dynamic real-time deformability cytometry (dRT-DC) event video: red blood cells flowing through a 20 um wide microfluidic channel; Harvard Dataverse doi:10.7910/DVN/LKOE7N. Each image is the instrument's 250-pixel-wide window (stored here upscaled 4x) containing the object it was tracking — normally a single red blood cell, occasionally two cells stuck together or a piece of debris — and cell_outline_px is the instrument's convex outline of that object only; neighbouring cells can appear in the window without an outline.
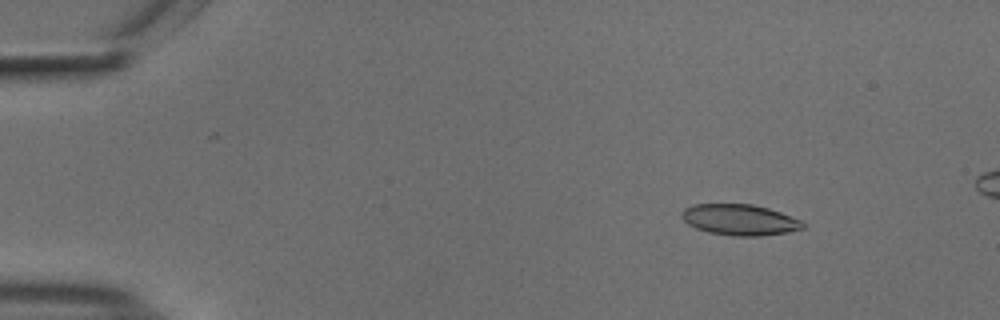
{"species": "common noctule bat (a hibernating species)", "species_latin": "Nyctalus noctula", "temperature_condition": "cold", "stored_images_in_passage": 54, "camera_frame_rate_fps": 3000, "um_per_image_px": 0.085, "animal": {"sex": "male", "body_mass_g": 18.8}, "frame": {"image": 1, "passage_image": 8, "time_ms": 2.333, "image_size_px": [1000, 320], "cell_outline_px": [[804, 228], [788, 232], [760, 236], [732, 236], [708, 232], [696, 228], [688, 224], [680, 216], [680, 212], [684, 208], [692, 204], [752, 204], [768, 208], [780, 212], [800, 220], [804, 224]], "centroid_in_image_um": [62.83, 18.68], "position_along_channel_um": 22.2, "area_um2": 21.91}}
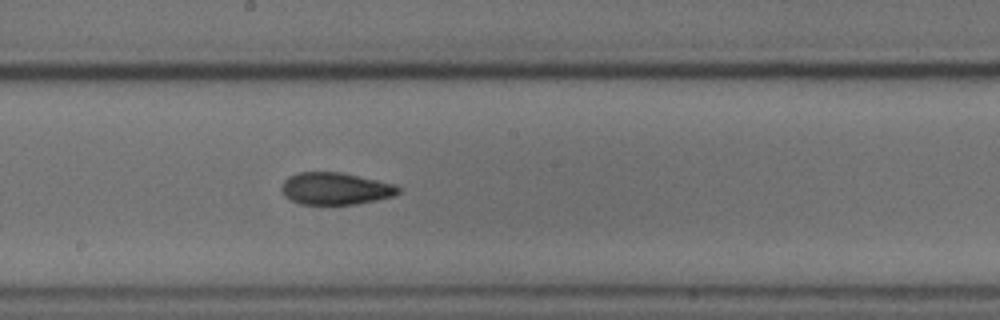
{"frame": {"image": 2, "passage_image": 31, "time_ms": 10.0, "image_size_px": [1000, 320], "cell_outline_px": [[400, 192], [392, 196], [376, 200], [356, 204], [300, 204], [284, 196], [280, 188], [284, 180], [288, 176], [296, 172], [340, 172], [396, 184], [400, 188]], "centroid_in_image_um": [28.48, 16.02], "position_along_channel_um": 219.7, "area_um2": 21.91}}
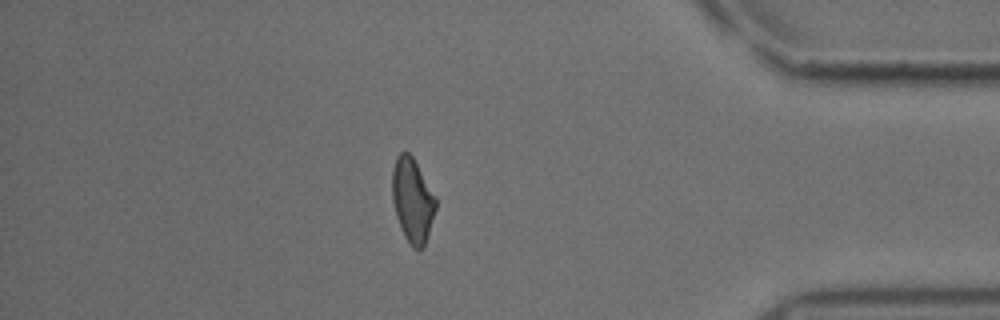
{"frame": {"image": 3, "passage_image": 48, "time_ms": 15.667, "image_size_px": [1000, 320], "cell_outline_px": [[436, 208], [424, 244], [420, 248], [412, 248], [404, 236], [400, 228], [396, 216], [392, 200], [392, 172], [396, 156], [400, 152], [408, 152], [412, 156], [436, 196]], "centroid_in_image_um": [35.04, 16.99], "position_along_channel_um": 400.2, "area_um2": 21.21}}